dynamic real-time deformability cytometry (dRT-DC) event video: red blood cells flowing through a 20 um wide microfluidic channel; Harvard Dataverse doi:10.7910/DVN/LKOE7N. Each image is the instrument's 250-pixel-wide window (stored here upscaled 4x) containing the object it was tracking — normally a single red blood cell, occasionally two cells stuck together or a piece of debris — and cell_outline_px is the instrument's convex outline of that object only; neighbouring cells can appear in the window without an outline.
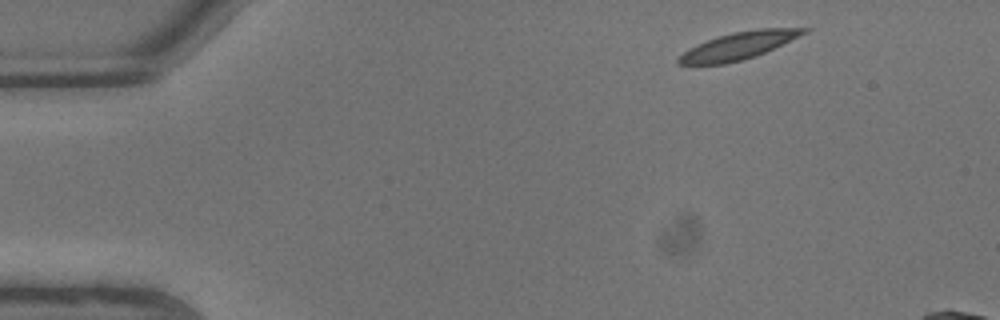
{"species": "common noctule bat (a hibernating species)", "species_latin": "Nyctalus noctula", "temperature_condition": "warm", "stored_images_in_passage": 5, "camera_frame_rate_fps": 3000, "um_per_image_px": 0.085, "animal": {"sex": "male", "body_mass_g": 13.3}, "frame": {"image": 1, "passage_image": 1, "time_ms": 0.0, "image_size_px": [1000, 320], "cell_outline_px": [[812, 28], [808, 32], [756, 56], [744, 60], [724, 64], [676, 64], [676, 60], [684, 52], [708, 40], [732, 32], [756, 28]], "centroid_in_image_um": [62.82, 3.88], "position_along_channel_um": 22.2, "area_um2": 19.59}}